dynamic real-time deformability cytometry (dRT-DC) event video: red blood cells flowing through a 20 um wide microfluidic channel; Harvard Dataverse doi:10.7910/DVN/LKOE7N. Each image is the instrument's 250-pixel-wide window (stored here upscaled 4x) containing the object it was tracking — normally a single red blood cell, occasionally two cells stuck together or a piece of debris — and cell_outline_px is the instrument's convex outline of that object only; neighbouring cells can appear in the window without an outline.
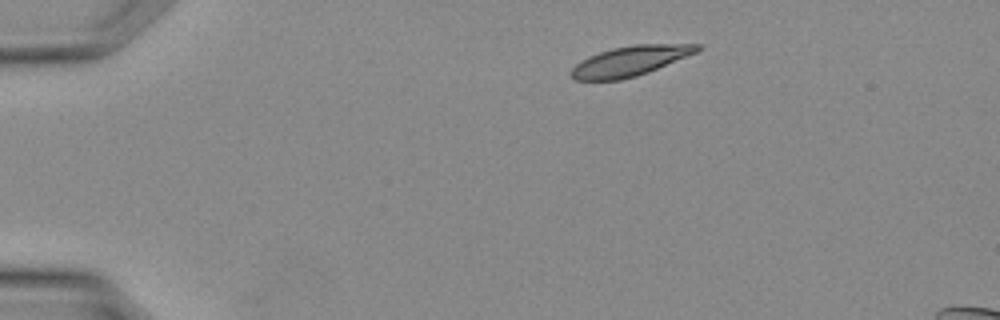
{"species": "Egyptian fruit bat (a non-hibernating species)", "species_latin": "Rousettus aegyptiacus", "temperature_condition": "warm", "stored_images_in_passage": 6, "camera_frame_rate_fps": 3000, "um_per_image_px": 0.085, "animal": {"sex": "female"}, "frame": {"image": 1, "passage_image": 1, "time_ms": 0.0, "image_size_px": [1000, 320], "cell_outline_px": [[704, 48], [696, 52], [648, 72], [636, 76], [620, 80], [572, 80], [568, 72], [576, 64], [588, 56], [612, 48], [636, 44], [700, 44]], "centroid_in_image_um": [53.52, 5.19], "position_along_channel_um": 31.5, "area_um2": 21.96}}